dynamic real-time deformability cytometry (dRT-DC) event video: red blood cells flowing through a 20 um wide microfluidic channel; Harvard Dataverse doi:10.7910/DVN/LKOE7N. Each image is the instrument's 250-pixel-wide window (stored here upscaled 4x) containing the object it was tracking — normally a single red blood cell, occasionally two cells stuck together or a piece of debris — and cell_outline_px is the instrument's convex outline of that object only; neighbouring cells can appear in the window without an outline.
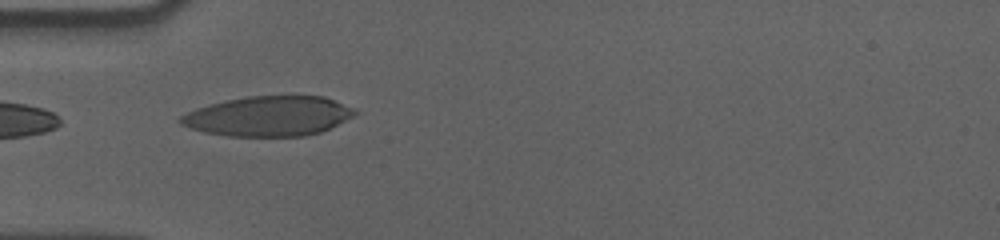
{"species": "human", "species_latin": "Homo sapiens", "temperature_condition": "cold", "stored_images_in_passage": 37, "camera_frame_rate_fps": 3000, "um_per_image_px": 0.085, "donor": {"sex": "male"}, "frame": {"image": 1, "passage_image": 1, "time_ms": 0.0, "image_size_px": [1000, 240], "cell_outline_px": [[356, 112], [352, 116], [320, 132], [304, 136], [228, 136], [204, 132], [180, 124], [176, 120], [180, 116], [196, 108], [228, 100], [248, 96], [324, 96], [356, 108]], "centroid_in_image_um": [22.81, 9.87], "position_along_channel_um": 62.2, "area_um2": 40.23}}
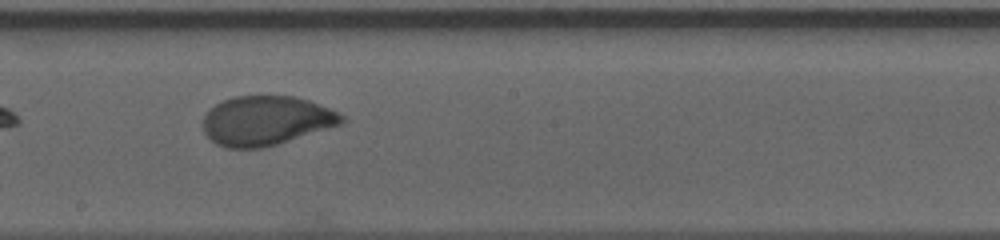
{"frame": {"image": 2, "passage_image": 15, "time_ms": 4.667, "image_size_px": [1000, 240], "cell_outline_px": [[344, 120], [340, 124], [264, 148], [224, 148], [216, 144], [204, 132], [200, 124], [208, 108], [232, 96], [296, 96], [308, 100], [328, 108], [344, 116]], "centroid_in_image_um": [22.53, 10.25], "position_along_channel_um": 225.7, "area_um2": 39.82}}
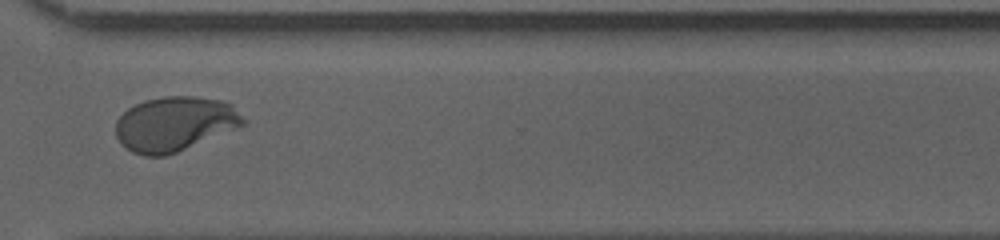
{"frame": {"image": 3, "passage_image": 26, "time_ms": 8.333, "image_size_px": [1000, 240], "cell_outline_px": [[244, 124], [176, 152], [164, 156], [144, 156], [132, 152], [124, 148], [120, 144], [116, 136], [116, 120], [128, 108], [144, 100], [164, 96], [192, 96], [220, 100], [232, 104], [244, 120]], "centroid_in_image_um": [14.78, 10.53], "position_along_channel_um": 355.8, "area_um2": 40.11}, "authors_computed_cell_mechanics": {"area_um2": 39.9398, "velocity_mm_per_s": 3.5503, "shape_relaxation_time_tau1_ms": 4.6907, "shape_relaxation_time_tau2_ms": null, "deformation_change_tau1": 0.1827, "deformation_change_tau2": null}}